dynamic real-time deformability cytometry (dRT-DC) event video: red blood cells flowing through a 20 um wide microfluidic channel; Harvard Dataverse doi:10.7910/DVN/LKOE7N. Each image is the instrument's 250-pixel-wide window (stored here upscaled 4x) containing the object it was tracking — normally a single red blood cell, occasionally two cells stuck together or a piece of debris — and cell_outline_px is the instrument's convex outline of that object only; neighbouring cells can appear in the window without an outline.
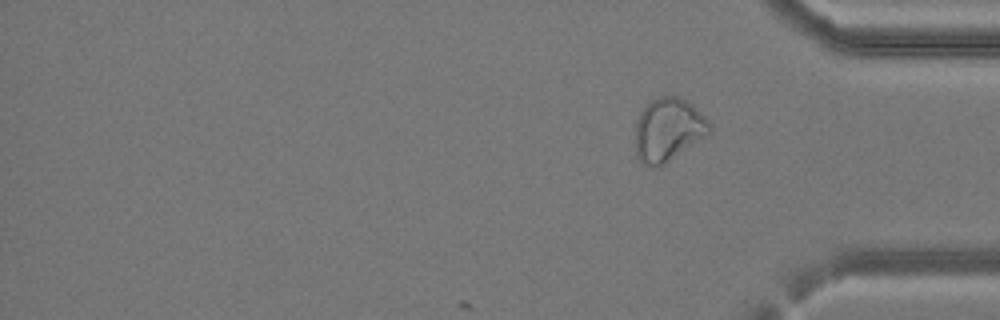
{"species": "common noctule bat (a hibernating species)", "species_latin": "Nyctalus noctula", "temperature_condition": "cold", "stored_images_in_passage": 28, "camera_frame_rate_fps": 3000, "um_per_image_px": 0.085, "animal": {"sex": "female", "body_mass_g": 24.6, "forearm_length_mm": 56.2}, "frame": {"image": 1, "passage_image": 28, "time_ms": 9.0, "image_size_px": [1000, 320], "cell_outline_px": [[712, 128], [708, 132], [664, 164], [640, 164], [636, 156], [636, 120], [640, 112], [652, 100], [660, 96], [676, 96], [692, 104], [712, 124]], "centroid_in_image_um": [56.76, 10.99], "position_along_channel_um": 378.4, "area_um2": 26.53}}